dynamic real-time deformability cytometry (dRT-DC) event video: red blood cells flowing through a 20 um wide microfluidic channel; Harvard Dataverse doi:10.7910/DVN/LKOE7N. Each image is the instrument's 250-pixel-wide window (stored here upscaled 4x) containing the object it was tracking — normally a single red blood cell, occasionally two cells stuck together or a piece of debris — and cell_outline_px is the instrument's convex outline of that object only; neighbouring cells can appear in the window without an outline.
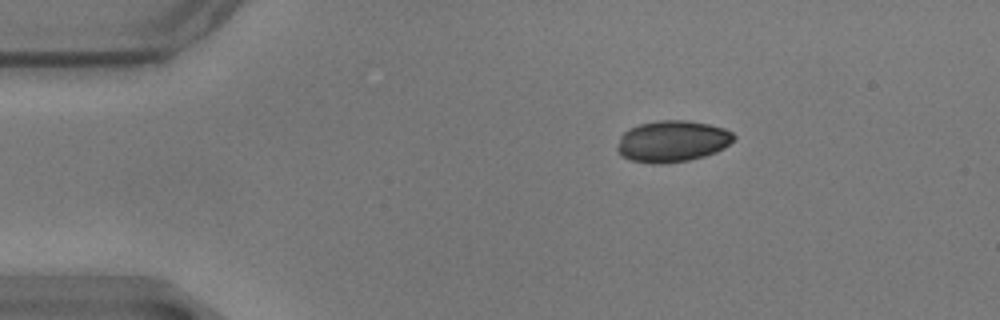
{"species": "common noctule bat (a hibernating species)", "species_latin": "Nyctalus noctula", "temperature_condition": "warm", "stored_images_in_passage": 49, "camera_frame_rate_fps": 3000, "um_per_image_px": 0.085, "animal": {"sex": "male", "body_mass_g": 17.9}, "frame": {"image": 1, "passage_image": 1, "time_ms": 0.0, "image_size_px": [1000, 320], "cell_outline_px": [[736, 136], [724, 148], [716, 152], [704, 156], [688, 160], [664, 164], [652, 164], [632, 160], [620, 156], [616, 148], [620, 136], [628, 128], [640, 124], [656, 120], [684, 120], [708, 124], [724, 128], [732, 132]], "centroid_in_image_um": [57.11, 12.01], "position_along_channel_um": 27.9, "area_um2": 28.26}}
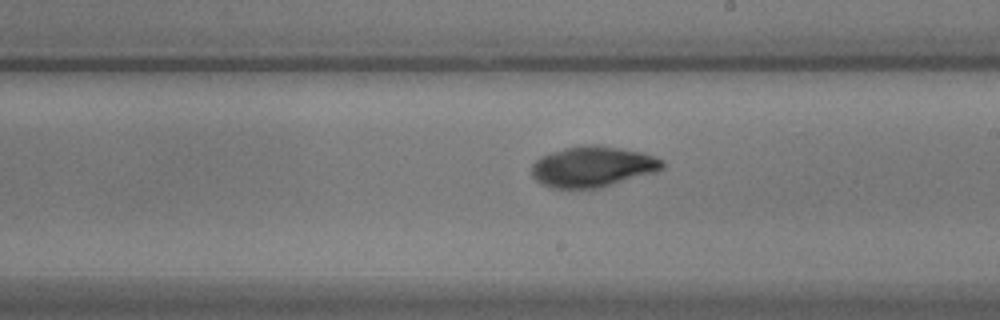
{"frame": {"image": 2, "passage_image": 24, "time_ms": 7.667, "image_size_px": [1000, 320], "cell_outline_px": [[664, 168], [656, 172], [600, 188], [552, 188], [536, 180], [532, 176], [532, 164], [540, 156], [564, 148], [588, 144], [600, 144], [640, 152], [656, 156], [664, 160]], "centroid_in_image_um": [50.4, 14.16], "position_along_channel_um": 238.6, "area_um2": 31.15}}
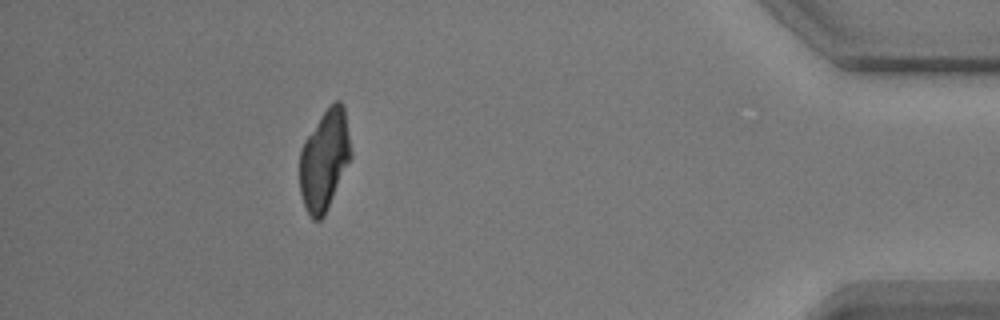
{"frame": {"image": 3, "passage_image": 43, "time_ms": 14.0, "image_size_px": [1000, 320], "cell_outline_px": [[352, 156], [328, 208], [324, 216], [320, 220], [312, 220], [308, 216], [300, 192], [300, 148], [304, 140], [320, 116], [336, 100], [340, 100], [344, 104], [352, 152]], "centroid_in_image_um": [27.58, 13.6], "position_along_channel_um": 407.6, "area_um2": 30.11}}